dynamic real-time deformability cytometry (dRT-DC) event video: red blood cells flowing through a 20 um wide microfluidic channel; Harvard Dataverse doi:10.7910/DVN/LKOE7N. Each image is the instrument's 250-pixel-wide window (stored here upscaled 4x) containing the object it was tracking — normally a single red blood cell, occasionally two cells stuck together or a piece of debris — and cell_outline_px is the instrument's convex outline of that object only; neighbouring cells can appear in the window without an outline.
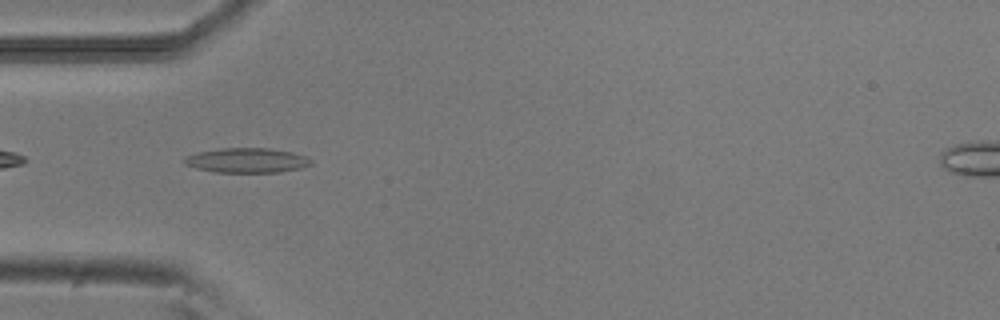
{"species": "common noctule bat (a hibernating species)", "species_latin": "Nyctalus noctula", "temperature_condition": "room temperature", "stored_images_in_passage": 38, "camera_frame_rate_fps": 3000, "um_per_image_px": 0.085, "animal": {"sex": "male", "body_mass_g": 20.5, "forearm_length_mm": 52.5}, "frame": {"image": 1, "passage_image": 2, "time_ms": 0.333, "image_size_px": [1000, 320], "cell_outline_px": [[312, 164], [300, 168], [280, 172], [216, 172], [196, 168], [184, 164], [184, 160], [188, 156], [196, 152], [220, 148], [268, 148], [292, 152], [304, 156], [312, 160]], "centroid_in_image_um": [20.98, 13.63], "position_along_channel_um": 64.0, "area_um2": 18.15}}
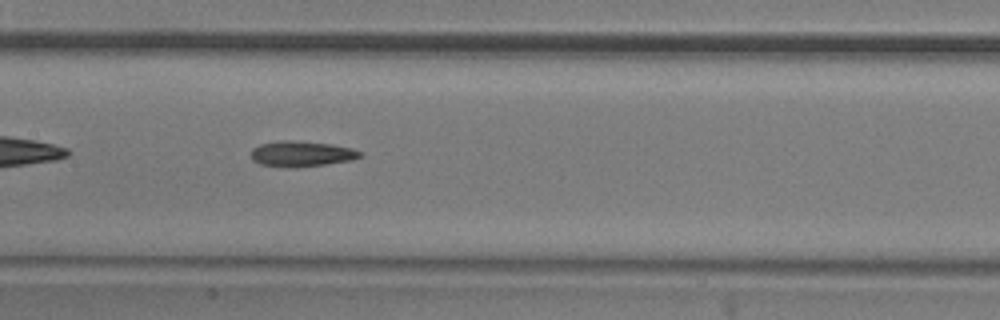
{"frame": {"image": 2, "passage_image": 11, "time_ms": 3.333, "image_size_px": [1000, 320], "cell_outline_px": [[364, 156], [352, 160], [296, 168], [288, 168], [260, 164], [252, 160], [252, 148], [260, 144], [276, 140], [296, 140], [332, 144], [352, 148], [364, 152]], "centroid_in_image_um": [25.65, 13.07], "position_along_channel_um": 181.7, "area_um2": 16.59}}
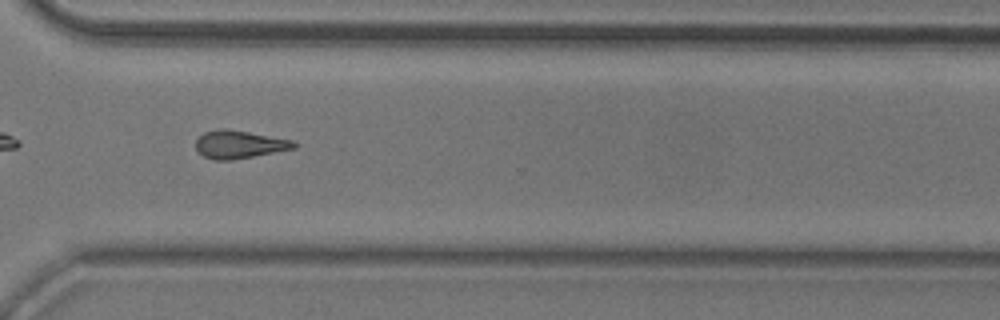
{"frame": {"image": 3, "passage_image": 24, "time_ms": 7.667, "image_size_px": [1000, 320], "cell_outline_px": [[300, 144], [296, 148], [232, 160], [212, 160], [204, 156], [196, 148], [196, 140], [204, 132], [220, 128], [224, 128], [248, 132], [292, 140]], "centroid_in_image_um": [20.35, 12.28], "position_along_channel_um": 350.3, "area_um2": 15.9}, "authors_computed_cell_mechanics": {"area_um2": 15.6638, "velocity_mm_per_s": 3.9084, "shape_relaxation_time_tau1_ms": null, "shape_relaxation_time_tau2_ms": 10.8478, "deformation_change_tau1": null, "deformation_change_tau2": 0.2536}}